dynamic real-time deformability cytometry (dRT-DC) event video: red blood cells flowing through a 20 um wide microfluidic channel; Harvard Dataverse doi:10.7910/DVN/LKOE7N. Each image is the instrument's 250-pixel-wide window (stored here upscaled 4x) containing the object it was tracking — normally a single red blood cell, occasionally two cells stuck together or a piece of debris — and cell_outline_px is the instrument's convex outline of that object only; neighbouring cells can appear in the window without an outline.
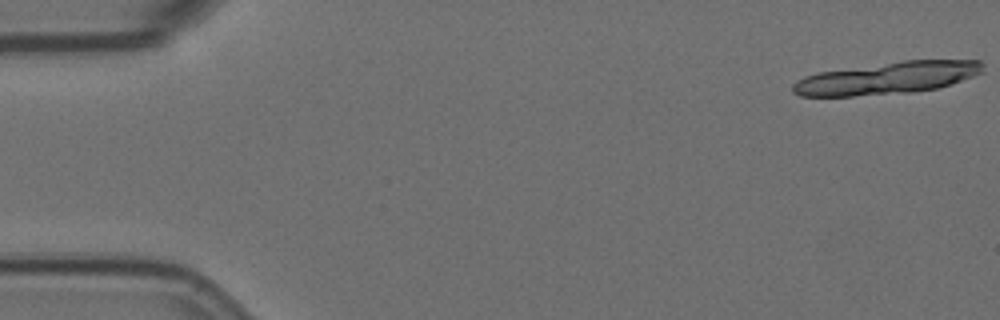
{"species": "Egyptian fruit bat (a non-hibernating species)", "species_latin": "Rousettus aegyptiacus", "temperature_condition": "room temperature", "stored_images_in_passage": 8, "camera_frame_rate_fps": 3000, "um_per_image_px": 0.085, "animal": {"sex": "female"}, "frame": {"image": 1, "passage_image": 1, "time_ms": 0.0, "image_size_px": [1000, 320], "cell_outline_px": [[984, 72], [936, 88], [912, 92], [852, 96], [800, 96], [792, 92], [792, 84], [796, 80], [804, 76], [816, 72], [904, 60], [980, 60], [984, 64]], "centroid_in_image_um": [75.36, 6.62], "position_along_channel_um": 9.6, "area_um2": 35.6}}